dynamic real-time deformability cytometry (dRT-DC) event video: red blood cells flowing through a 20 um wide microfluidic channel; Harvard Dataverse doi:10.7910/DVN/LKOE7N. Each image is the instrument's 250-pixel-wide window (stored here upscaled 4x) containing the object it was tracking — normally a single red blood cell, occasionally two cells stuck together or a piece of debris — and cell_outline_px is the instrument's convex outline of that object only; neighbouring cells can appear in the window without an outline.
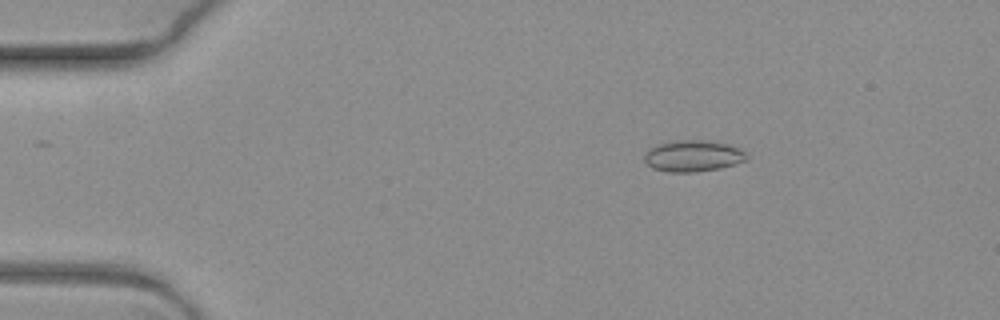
{"species": "common noctule bat (a hibernating species)", "species_latin": "Nyctalus noctula", "temperature_condition": "warm", "stored_images_in_passage": 7, "camera_frame_rate_fps": 3000, "um_per_image_px": 0.085, "animal": {"sex": "female", "body_mass_g": 19.3, "forearm_length_mm": 54.1}, "frame": {"image": 1, "passage_image": 3, "time_ms": 0.667, "image_size_px": [1000, 320], "cell_outline_px": [[748, 160], [720, 168], [696, 172], [668, 172], [652, 168], [644, 160], [644, 156], [648, 148], [656, 144], [676, 140], [704, 140], [728, 144], [740, 148], [748, 156]], "centroid_in_image_um": [58.89, 13.25], "position_along_channel_um": 26.1, "area_um2": 18.84}}
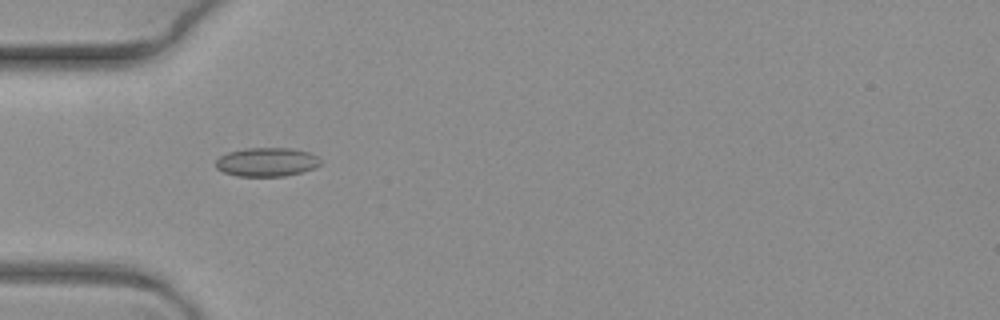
{"frame": {"image": 2, "passage_image": 6, "time_ms": 1.667, "image_size_px": [1000, 320], "cell_outline_px": [[320, 164], [312, 168], [300, 172], [284, 176], [236, 176], [224, 172], [216, 168], [216, 160], [220, 156], [228, 152], [244, 148], [292, 148], [308, 152], [316, 156], [320, 160]], "centroid_in_image_um": [22.63, 13.76], "position_along_channel_um": 62.4, "area_um2": 17.46}}